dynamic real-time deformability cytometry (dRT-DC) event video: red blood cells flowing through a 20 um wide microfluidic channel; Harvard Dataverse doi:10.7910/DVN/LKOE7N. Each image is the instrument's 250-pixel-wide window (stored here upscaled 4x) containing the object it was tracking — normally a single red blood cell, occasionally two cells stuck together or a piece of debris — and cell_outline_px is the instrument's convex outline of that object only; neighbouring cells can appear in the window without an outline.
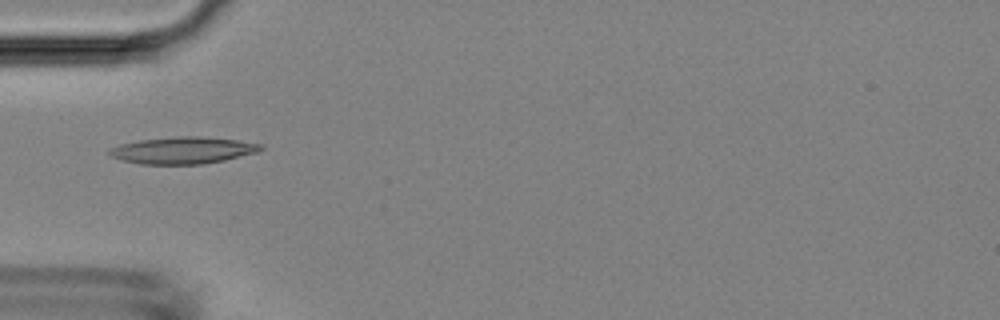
{"species": "Egyptian fruit bat (a non-hibernating species)", "species_latin": "Rousettus aegyptiacus", "temperature_condition": "room temperature", "stored_images_in_passage": 4, "camera_frame_rate_fps": 3000, "um_per_image_px": 0.085, "animal": {"sex": "female"}, "frame": {"image": 1, "passage_image": 4, "time_ms": 4.667, "image_size_px": [1000, 320], "cell_outline_px": [[264, 148], [260, 152], [224, 160], [204, 164], [140, 164], [120, 160], [112, 156], [108, 152], [108, 148], [120, 144], [140, 140], [180, 136], [200, 136], [236, 140], [264, 144]], "centroid_in_image_um": [15.57, 12.78], "position_along_channel_um": 69.4, "area_um2": 23.81}}